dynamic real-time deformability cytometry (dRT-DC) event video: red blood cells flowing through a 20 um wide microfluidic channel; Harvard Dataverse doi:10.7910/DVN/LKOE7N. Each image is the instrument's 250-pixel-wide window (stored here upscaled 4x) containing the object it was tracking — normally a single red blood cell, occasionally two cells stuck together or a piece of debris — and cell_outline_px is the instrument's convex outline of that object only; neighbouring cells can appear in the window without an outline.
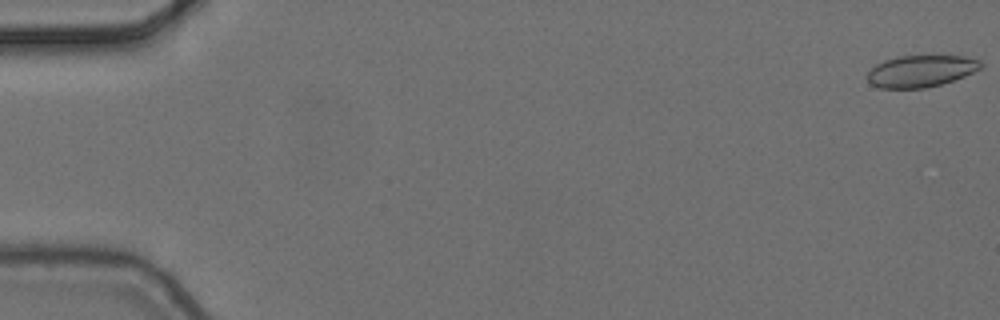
{"species": "common noctule bat (a hibernating species)", "species_latin": "Nyctalus noctula", "temperature_condition": "cold", "stored_images_in_passage": 4, "camera_frame_rate_fps": 3000, "um_per_image_px": 0.085, "animal": {"sex": "female", "body_mass_g": 24.6, "forearm_length_mm": 56.2}, "frame": {"image": 1, "passage_image": 1, "time_ms": 0.0, "image_size_px": [1000, 320], "cell_outline_px": [[984, 64], [980, 68], [964, 76], [940, 84], [924, 88], [880, 88], [872, 84], [868, 80], [868, 72], [876, 64], [884, 60], [896, 56], [964, 56], [980, 60]], "centroid_in_image_um": [78.27, 6.03], "position_along_channel_um": 6.7, "area_um2": 20.81}}